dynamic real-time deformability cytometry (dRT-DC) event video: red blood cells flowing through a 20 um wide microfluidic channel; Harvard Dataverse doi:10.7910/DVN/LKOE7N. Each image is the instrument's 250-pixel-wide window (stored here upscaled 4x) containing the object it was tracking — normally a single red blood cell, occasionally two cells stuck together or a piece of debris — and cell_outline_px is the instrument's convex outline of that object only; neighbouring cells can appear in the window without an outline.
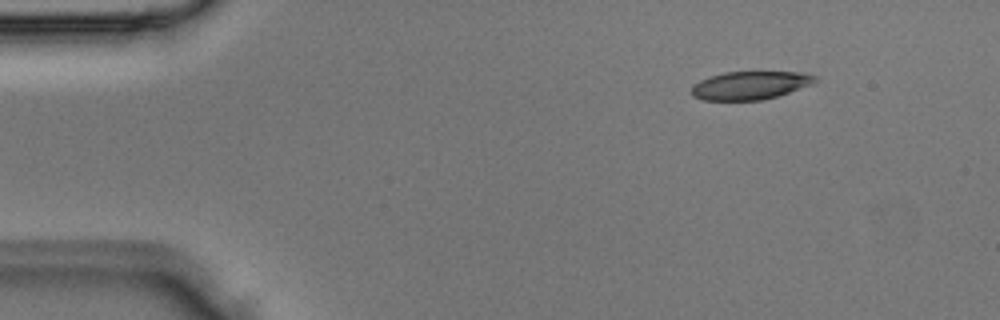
{"species": "Egyptian fruit bat (a non-hibernating species)", "species_latin": "Rousettus aegyptiacus", "temperature_condition": "room temperature", "stored_images_in_passage": 3, "camera_frame_rate_fps": 3000, "um_per_image_px": 0.085, "animal": {"sex": "male"}, "frame": {"image": 1, "passage_image": 1, "time_ms": 0.0, "image_size_px": [1000, 320], "cell_outline_px": [[816, 80], [812, 84], [776, 96], [760, 100], [704, 100], [692, 96], [692, 84], [700, 80], [724, 72], [800, 72], [816, 76]], "centroid_in_image_um": [63.73, 7.25], "position_along_channel_um": 21.3, "area_um2": 20.06}}